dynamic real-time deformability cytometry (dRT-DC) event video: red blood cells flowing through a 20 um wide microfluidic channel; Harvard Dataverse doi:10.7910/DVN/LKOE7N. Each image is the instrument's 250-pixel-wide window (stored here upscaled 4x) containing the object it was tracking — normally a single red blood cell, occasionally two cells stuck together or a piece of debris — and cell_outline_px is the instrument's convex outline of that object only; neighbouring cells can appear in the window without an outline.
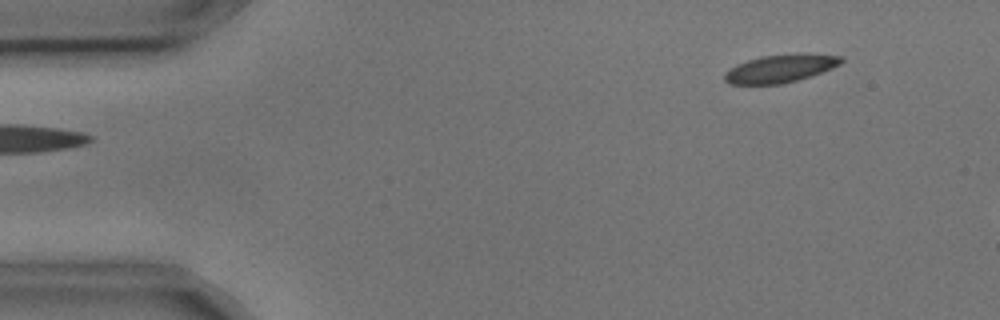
{"species": "common noctule bat (a hibernating species)", "species_latin": "Nyctalus noctula", "temperature_condition": "cold", "stored_images_in_passage": 3, "camera_frame_rate_fps": 3000, "um_per_image_px": 0.085, "animal": {"sex": "male", "body_mass_g": 17.9, "forearm_length_mm": 54.2}, "frame": {"image": 1, "passage_image": 1, "time_ms": 0.0, "image_size_px": [1000, 320], "cell_outline_px": [[844, 60], [840, 64], [832, 68], [812, 76], [780, 84], [728, 84], [724, 80], [724, 72], [736, 64], [760, 56], [800, 52], [844, 56]], "centroid_in_image_um": [66.35, 5.8], "position_along_channel_um": 18.6, "area_um2": 19.36}}